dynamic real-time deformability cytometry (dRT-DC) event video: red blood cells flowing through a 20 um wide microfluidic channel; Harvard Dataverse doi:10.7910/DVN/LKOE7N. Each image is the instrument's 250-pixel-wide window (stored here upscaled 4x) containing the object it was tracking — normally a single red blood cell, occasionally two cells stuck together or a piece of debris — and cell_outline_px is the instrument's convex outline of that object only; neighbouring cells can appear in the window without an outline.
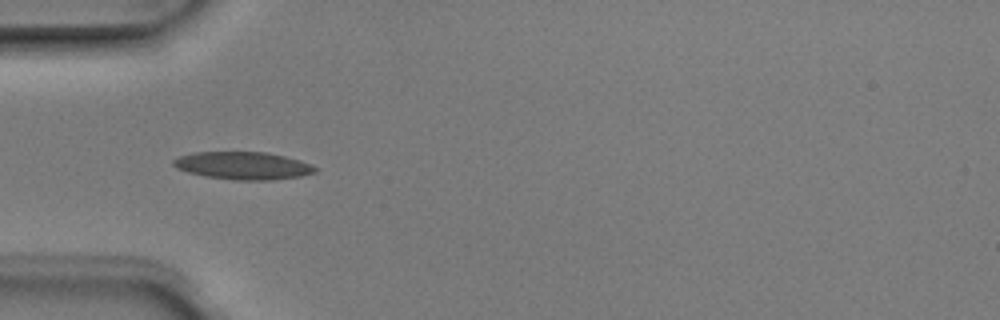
{"species": "Egyptian fruit bat (a non-hibernating species)", "species_latin": "Rousettus aegyptiacus", "temperature_condition": "room temperature", "stored_images_in_passage": 5, "camera_frame_rate_fps": 3000, "um_per_image_px": 0.085, "animal": {"sex": "male"}, "frame": {"image": 1, "passage_image": 5, "time_ms": 1.333, "image_size_px": [1000, 320], "cell_outline_px": [[316, 172], [300, 176], [272, 180], [232, 180], [204, 176], [188, 172], [176, 168], [172, 164], [172, 160], [180, 156], [192, 152], [268, 152], [300, 160], [312, 164], [316, 168]], "centroid_in_image_um": [20.65, 14.08], "position_along_channel_um": 64.4, "area_um2": 22.95}}